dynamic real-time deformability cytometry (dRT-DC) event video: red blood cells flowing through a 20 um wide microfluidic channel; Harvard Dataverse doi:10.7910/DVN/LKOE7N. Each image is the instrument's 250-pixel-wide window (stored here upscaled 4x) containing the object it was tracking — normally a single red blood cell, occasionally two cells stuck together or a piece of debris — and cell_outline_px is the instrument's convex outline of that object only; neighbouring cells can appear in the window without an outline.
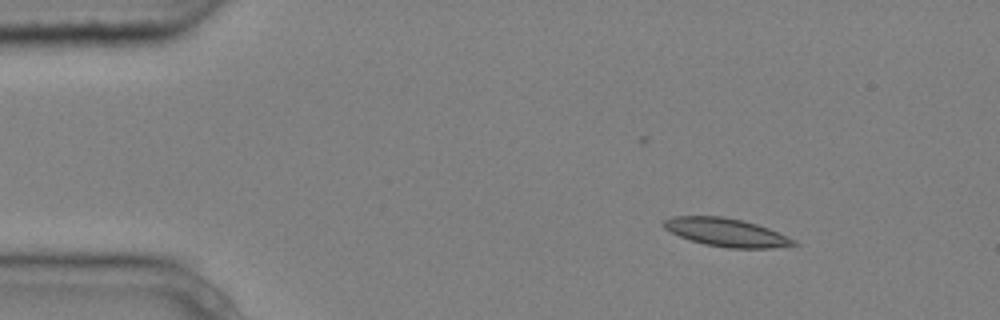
{"species": "common noctule bat (a hibernating species)", "species_latin": "Nyctalus noctula", "temperature_condition": "cold", "stored_images_in_passage": 9, "camera_frame_rate_fps": 3000, "um_per_image_px": 0.085, "animal": {"sex": "male", "body_mass_g": 20.4}, "frame": {"image": 1, "passage_image": 1, "time_ms": 0.0, "image_size_px": [1000, 320], "cell_outline_px": [[800, 244], [772, 248], [728, 248], [704, 244], [680, 236], [664, 228], [664, 220], [672, 216], [720, 216], [744, 220], [768, 228], [796, 240]], "centroid_in_image_um": [61.76, 19.75], "position_along_channel_um": 23.2, "area_um2": 21.21}}
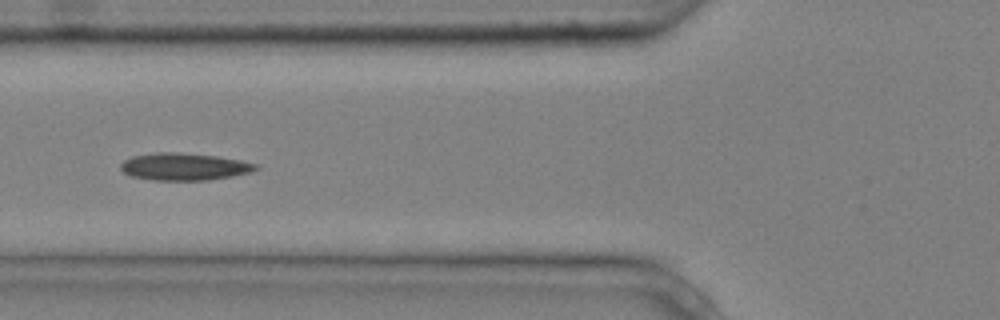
{"frame": {"image": 2, "passage_image": 4, "time_ms": 1.0, "image_size_px": [1000, 320], "cell_outline_px": [[260, 168], [252, 172], [232, 176], [208, 180], [152, 180], [132, 176], [124, 172], [120, 168], [120, 164], [124, 160], [132, 156], [156, 152], [180, 152], [216, 156], [240, 160], [260, 164]], "centroid_in_image_um": [15.69, 14.16], "position_along_channel_um": 110.1, "area_um2": 21.62}}
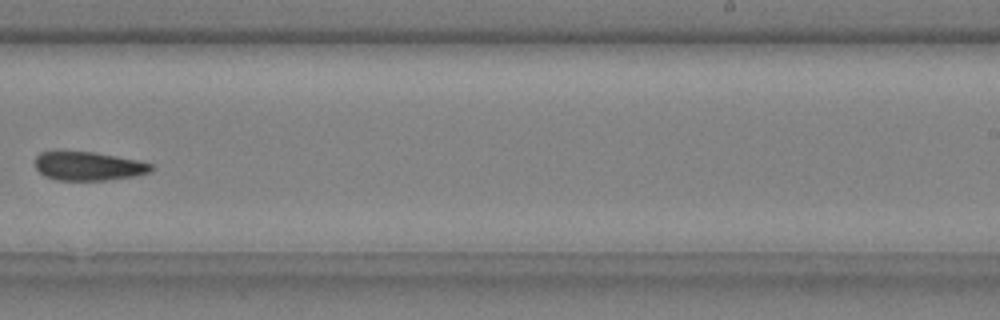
{"frame": {"image": 3, "passage_image": 8, "time_ms": 2.333, "image_size_px": [1000, 320], "cell_outline_px": [[156, 168], [152, 172], [136, 176], [108, 180], [56, 180], [44, 176], [36, 168], [36, 156], [40, 152], [92, 152], [116, 156], [136, 160], [152, 164]], "centroid_in_image_um": [7.57, 14.14], "position_along_channel_um": 281.4, "area_um2": 19.42}}